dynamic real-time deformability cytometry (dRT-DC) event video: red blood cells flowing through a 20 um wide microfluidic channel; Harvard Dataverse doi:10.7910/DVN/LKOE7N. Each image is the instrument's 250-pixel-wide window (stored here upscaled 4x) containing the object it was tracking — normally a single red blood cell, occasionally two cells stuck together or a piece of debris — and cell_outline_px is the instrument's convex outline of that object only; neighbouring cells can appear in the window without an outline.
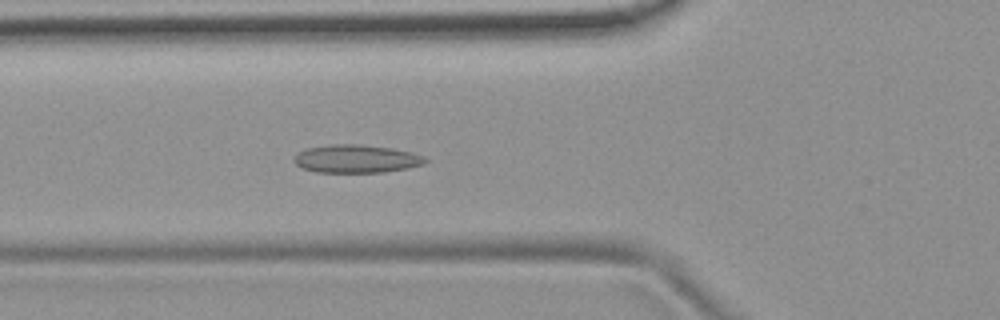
{"species": "common noctule bat (a hibernating species)", "species_latin": "Nyctalus noctula", "temperature_condition": "room temperature", "stored_images_in_passage": 50, "camera_frame_rate_fps": 3000, "um_per_image_px": 0.085, "animal": {"sex": "female", "body_mass_g": 19.9}, "frame": {"image": 1, "passage_image": 16, "time_ms": 5.0, "image_size_px": [1000, 320], "cell_outline_px": [[428, 160], [424, 164], [408, 168], [384, 172], [316, 172], [300, 168], [292, 160], [300, 152], [308, 148], [332, 144], [360, 144], [392, 148], [412, 152], [424, 156]], "centroid_in_image_um": [30.3, 13.5], "position_along_channel_um": 95.5, "area_um2": 21.5}}
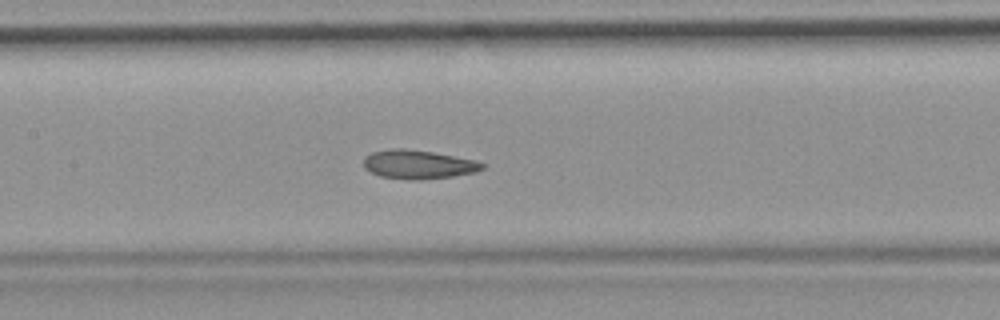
{"frame": {"image": 2, "passage_image": 22, "time_ms": 7.0, "image_size_px": [1000, 320], "cell_outline_px": [[488, 164], [484, 168], [472, 172], [452, 176], [420, 180], [412, 180], [380, 176], [364, 168], [364, 156], [372, 152], [392, 148], [404, 148], [432, 152], [476, 160]], "centroid_in_image_um": [35.55, 13.97], "position_along_channel_um": 171.9, "area_um2": 19.88}}
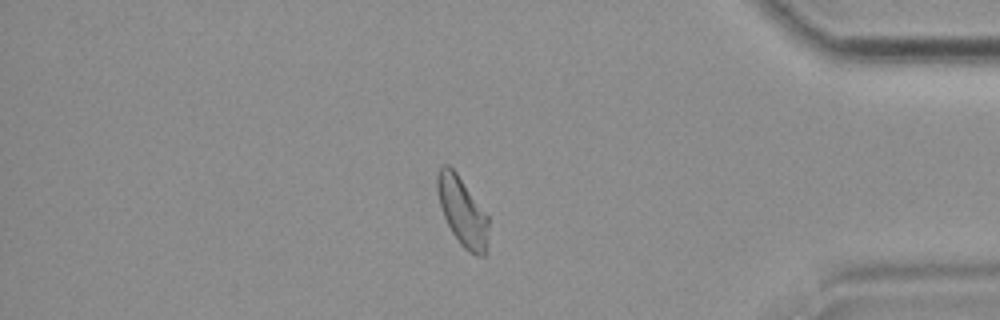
{"frame": {"image": 3, "passage_image": 42, "time_ms": 13.667, "image_size_px": [1000, 320], "cell_outline_px": [[488, 224], [484, 256], [476, 256], [468, 252], [460, 244], [452, 232], [444, 216], [440, 204], [436, 188], [436, 176], [440, 168], [444, 164], [448, 164], [456, 172], [488, 216]], "centroid_in_image_um": [39.27, 17.96], "position_along_channel_um": 395.9, "area_um2": 20.11}, "authors_computed_cell_mechanics": {"area_um2": 20.7502, "velocity_mm_per_s": 3.8117, "shape_relaxation_time_tau1_ms": null, "shape_relaxation_time_tau2_ms": 2.4024, "deformation_change_tau1": null, "deformation_change_tau2": 0.0703}}